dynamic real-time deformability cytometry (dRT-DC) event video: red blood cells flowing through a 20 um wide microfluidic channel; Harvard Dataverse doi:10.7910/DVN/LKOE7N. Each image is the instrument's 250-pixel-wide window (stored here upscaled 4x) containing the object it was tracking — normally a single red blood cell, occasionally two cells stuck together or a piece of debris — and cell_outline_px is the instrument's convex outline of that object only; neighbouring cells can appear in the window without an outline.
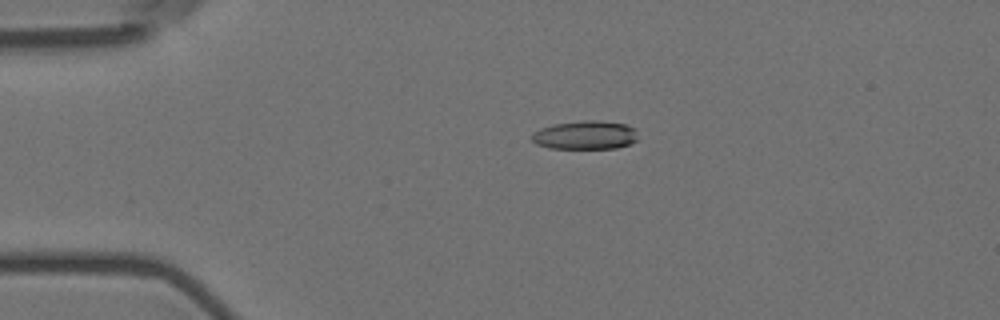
{"species": "Egyptian fruit bat (a non-hibernating species)", "species_latin": "Rousettus aegyptiacus", "temperature_condition": "room temperature", "stored_images_in_passage": 51, "camera_frame_rate_fps": 3000, "um_per_image_px": 0.085, "animal": {"sex": "female"}, "frame": {"image": 1, "passage_image": 7, "time_ms": 2.0, "image_size_px": [1000, 320], "cell_outline_px": [[636, 140], [628, 144], [616, 148], [548, 148], [536, 144], [532, 140], [532, 132], [540, 128], [552, 124], [584, 120], [596, 120], [624, 124], [636, 128]], "centroid_in_image_um": [49.71, 11.47], "position_along_channel_um": 35.3, "area_um2": 17.69}}
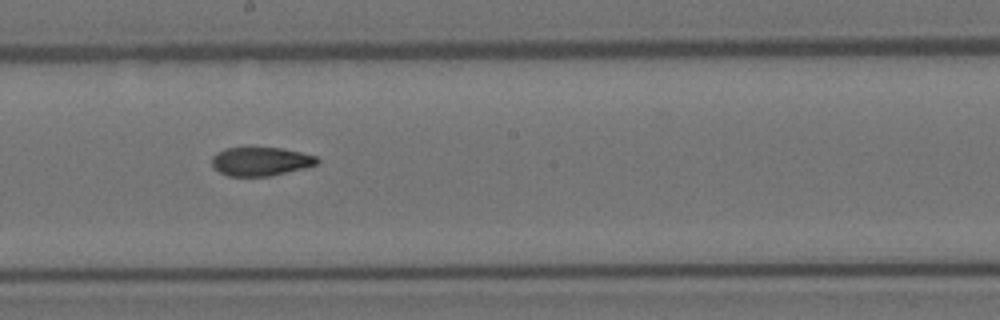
{"frame": {"image": 2, "passage_image": 26, "time_ms": 8.333, "image_size_px": [1000, 320], "cell_outline_px": [[320, 160], [316, 164], [304, 168], [272, 176], [228, 176], [212, 168], [212, 156], [216, 152], [224, 148], [280, 148], [300, 152], [316, 156]], "centroid_in_image_um": [22.13, 13.73], "position_along_channel_um": 226.1, "area_um2": 17.63}}
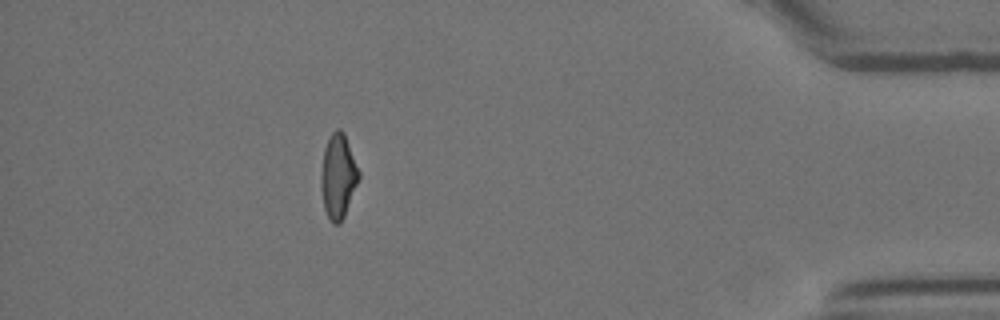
{"frame": {"image": 3, "passage_image": 45, "time_ms": 14.667, "image_size_px": [1000, 320], "cell_outline_px": [[360, 176], [344, 216], [340, 224], [332, 224], [324, 208], [320, 184], [320, 172], [324, 148], [332, 132], [336, 128], [340, 128], [344, 132], [360, 172]], "centroid_in_image_um": [28.73, 14.96], "position_along_channel_um": 406.5, "area_um2": 18.61}, "authors_computed_cell_mechanics": {"area_um2": 18.3226, "velocity_mm_per_s": 3.637, "shape_relaxation_time_tau1_ms": 9.7023, "shape_relaxation_time_tau2_ms": 2.1922, "deformation_change_tau1": 0.2204, "deformation_change_tau2": 0.0836}}